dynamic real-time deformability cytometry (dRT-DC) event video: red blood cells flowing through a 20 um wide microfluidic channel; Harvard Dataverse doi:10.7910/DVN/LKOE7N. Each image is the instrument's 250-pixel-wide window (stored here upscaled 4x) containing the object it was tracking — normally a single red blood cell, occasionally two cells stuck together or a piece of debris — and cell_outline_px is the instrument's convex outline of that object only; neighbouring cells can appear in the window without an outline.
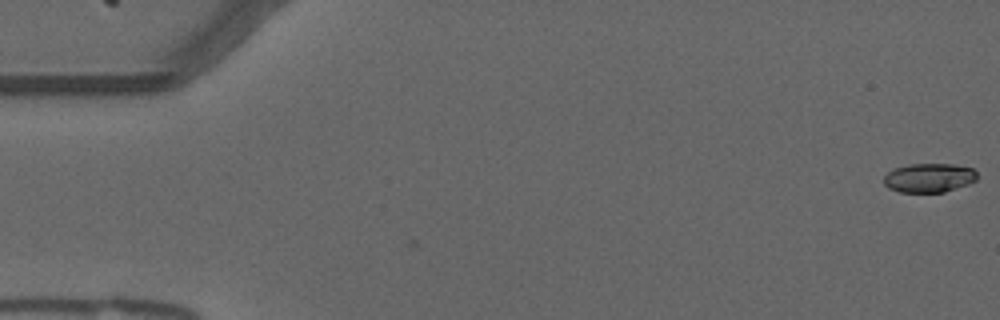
{"species": "common noctule bat (a hibernating species)", "species_latin": "Nyctalus noctula", "temperature_condition": "warm", "stored_images_in_passage": 3, "camera_frame_rate_fps": 3000, "um_per_image_px": 0.085, "animal": {"sex": "male", "forearm_length_mm": 52.5}, "frame": {"image": 1, "passage_image": 1, "time_ms": 0.0, "image_size_px": [1000, 320], "cell_outline_px": [[976, 180], [968, 184], [944, 192], [900, 192], [888, 188], [884, 184], [884, 176], [888, 172], [896, 168], [908, 164], [956, 164], [972, 168], [976, 172]], "centroid_in_image_um": [78.96, 15.11], "position_along_channel_um": 6.0, "area_um2": 15.78}}